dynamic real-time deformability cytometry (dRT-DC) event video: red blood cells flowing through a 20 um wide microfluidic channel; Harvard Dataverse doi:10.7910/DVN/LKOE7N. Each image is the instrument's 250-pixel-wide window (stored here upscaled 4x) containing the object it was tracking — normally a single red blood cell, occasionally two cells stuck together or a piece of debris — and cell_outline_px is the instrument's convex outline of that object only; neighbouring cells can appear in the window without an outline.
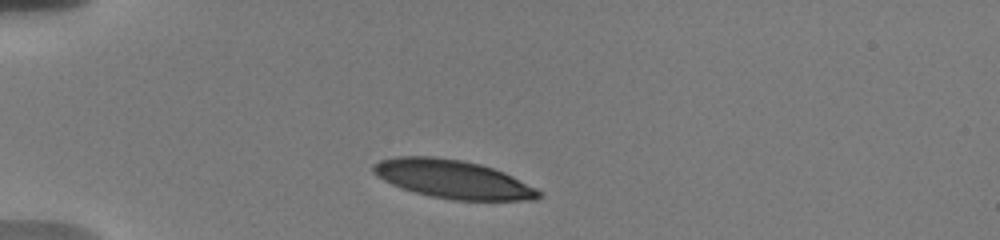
{"species": "human", "species_latin": "Homo sapiens", "temperature_condition": "warm", "stored_images_in_passage": 41, "camera_frame_rate_fps": 3000, "um_per_image_px": 0.085, "donor": {"sex": "male"}, "frame": {"image": 1, "passage_image": 1, "time_ms": 0.0, "image_size_px": [1000, 240], "cell_outline_px": [[544, 192], [536, 200], [456, 200], [432, 196], [416, 192], [392, 184], [376, 176], [372, 172], [372, 164], [380, 160], [396, 156], [436, 156], [464, 160], [480, 164], [504, 172]], "centroid_in_image_um": [38.49, 15.21], "position_along_channel_um": 46.5, "area_um2": 36.99}}
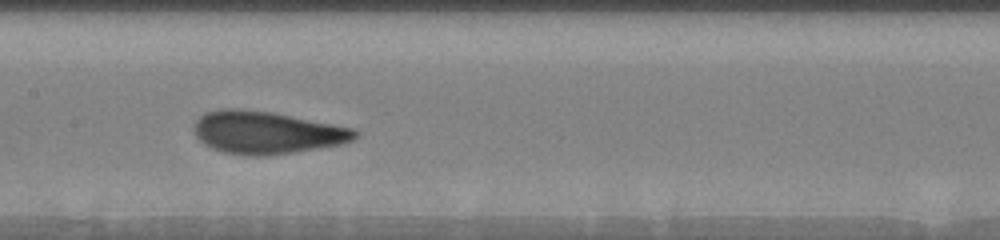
{"frame": {"image": 2, "passage_image": 15, "time_ms": 4.667, "image_size_px": [1000, 240], "cell_outline_px": [[360, 136], [344, 144], [292, 152], [264, 156], [248, 156], [224, 152], [212, 148], [204, 144], [196, 136], [196, 120], [204, 112], [220, 108], [240, 108], [272, 112], [356, 128], [360, 132]], "centroid_in_image_um": [22.71, 11.25], "position_along_channel_um": 184.7, "area_um2": 40.17}}
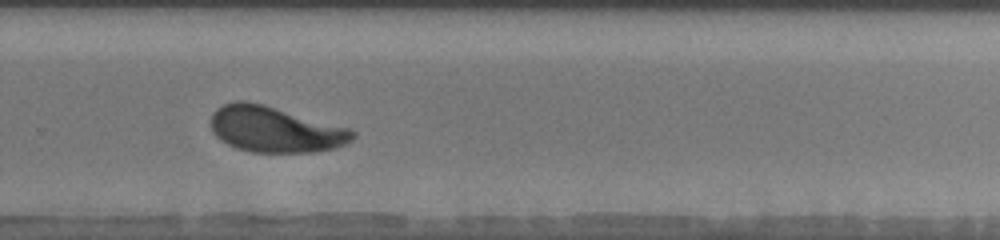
{"frame": {"image": 3, "passage_image": 25, "time_ms": 8.0, "image_size_px": [1000, 240], "cell_outline_px": [[356, 136], [352, 140], [336, 148], [312, 152], [252, 152], [236, 148], [220, 140], [212, 132], [212, 112], [216, 108], [224, 104], [236, 100], [248, 100], [264, 104], [348, 128], [356, 132]], "centroid_in_image_um": [23.35, 10.99], "position_along_channel_um": 306.4, "area_um2": 37.86}, "authors_computed_cell_mechanics": {"area_um2": 38.148, "velocity_mm_per_s": 3.6665, "shape_relaxation_time_tau1_ms": 4.6713, "shape_relaxation_time_tau2_ms": 0.8785, "deformation_change_tau1": 0.1948, "deformation_change_tau2": 0.0785}}